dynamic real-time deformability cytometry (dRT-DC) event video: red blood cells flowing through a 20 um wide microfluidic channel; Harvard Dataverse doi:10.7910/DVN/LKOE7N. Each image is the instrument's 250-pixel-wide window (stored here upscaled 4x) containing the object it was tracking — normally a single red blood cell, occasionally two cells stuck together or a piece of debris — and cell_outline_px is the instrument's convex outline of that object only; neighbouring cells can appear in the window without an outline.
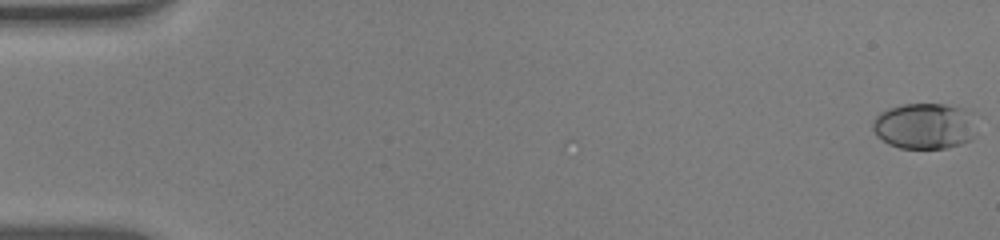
{"species": "human", "species_latin": "Homo sapiens", "temperature_condition": "warm", "stored_images_in_passage": 52, "camera_frame_rate_fps": 3000, "um_per_image_px": 0.085, "donor": {"sex": "male"}, "frame": {"image": 1, "passage_image": 1, "time_ms": 0.0, "image_size_px": [1000, 240], "cell_outline_px": [[976, 136], [972, 140], [948, 148], [900, 148], [888, 144], [876, 136], [872, 128], [872, 120], [880, 112], [904, 104], [944, 104], [972, 108], [976, 112]], "centroid_in_image_um": [78.69, 10.7], "position_along_channel_um": 6.3, "area_um2": 28.78}}
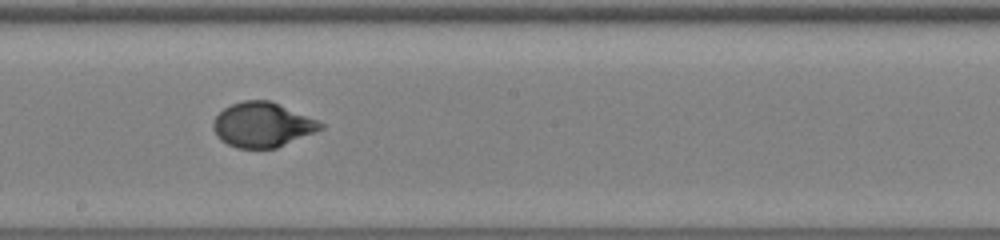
{"frame": {"image": 2, "passage_image": 31, "time_ms": 10.0, "image_size_px": [1000, 240], "cell_outline_px": [[324, 128], [276, 148], [236, 148], [220, 140], [212, 128], [212, 124], [216, 116], [224, 108], [232, 104], [244, 100], [268, 100], [316, 120], [324, 124]], "centroid_in_image_um": [22.26, 10.62], "position_along_channel_um": 225.9, "area_um2": 27.57}}
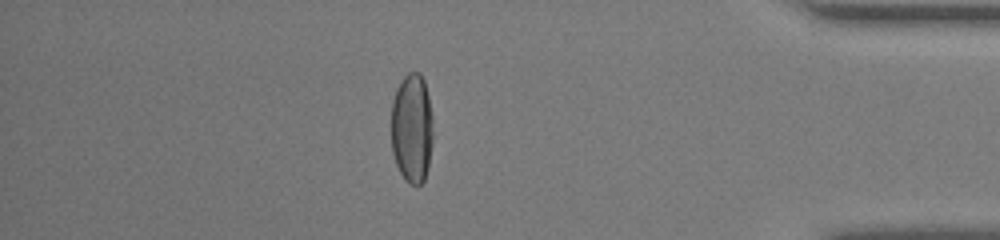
{"frame": {"image": 3, "passage_image": 47, "time_ms": 15.333, "image_size_px": [1000, 240], "cell_outline_px": [[432, 144], [428, 168], [424, 180], [420, 184], [408, 184], [404, 180], [396, 164], [392, 152], [392, 100], [396, 88], [400, 80], [408, 72], [420, 72], [424, 80], [428, 96], [432, 116]], "centroid_in_image_um": [35.01, 10.89], "position_along_channel_um": 400.2, "area_um2": 26.93}, "authors_computed_cell_mechanics": {"area_um2": 27.744, "velocity_mm_per_s": 3.9301, "shape_relaxation_time_tau1_ms": 4.3228, "shape_relaxation_time_tau2_ms": null, "deformation_change_tau1": 0.2056, "deformation_change_tau2": null}}